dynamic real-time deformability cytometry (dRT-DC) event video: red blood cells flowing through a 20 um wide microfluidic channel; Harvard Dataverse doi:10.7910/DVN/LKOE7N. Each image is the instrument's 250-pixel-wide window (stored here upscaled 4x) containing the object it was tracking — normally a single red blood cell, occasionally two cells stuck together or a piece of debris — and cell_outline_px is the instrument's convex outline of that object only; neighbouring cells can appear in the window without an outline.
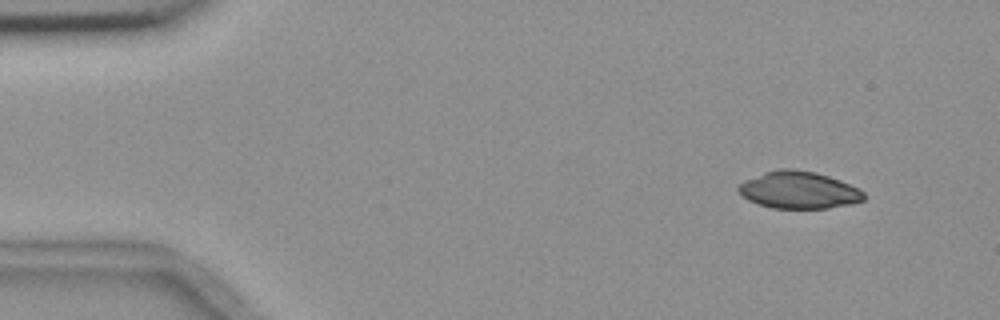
{"species": "common noctule bat (a hibernating species)", "species_latin": "Nyctalus noctula", "temperature_condition": "room temperature", "stored_images_in_passage": 4, "camera_frame_rate_fps": 3000, "um_per_image_px": 0.085, "animal": {"sex": "female", "body_mass_g": 18.4}, "frame": {"image": 1, "passage_image": 1, "time_ms": 0.0, "image_size_px": [1000, 320], "cell_outline_px": [[864, 200], [852, 204], [828, 208], [772, 208], [748, 200], [736, 188], [744, 180], [764, 172], [780, 168], [792, 168], [816, 172], [840, 180], [860, 188], [864, 192]], "centroid_in_image_um": [67.92, 16.14], "position_along_channel_um": 17.1, "area_um2": 27.22}}